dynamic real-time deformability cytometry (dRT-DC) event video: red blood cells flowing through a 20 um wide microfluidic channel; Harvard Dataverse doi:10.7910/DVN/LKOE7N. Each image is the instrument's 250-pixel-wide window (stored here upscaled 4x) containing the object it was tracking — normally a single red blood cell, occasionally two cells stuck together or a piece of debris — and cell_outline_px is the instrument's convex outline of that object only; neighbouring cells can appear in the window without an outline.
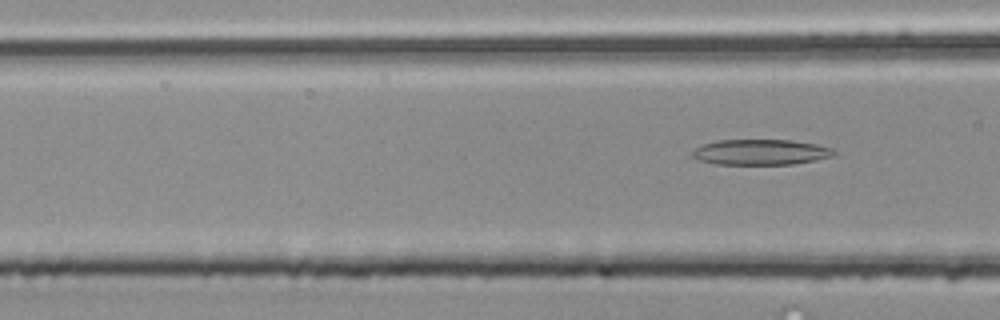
{"species": "common noctule bat (a hibernating species)", "species_latin": "Nyctalus noctula", "temperature_condition": "room temperature", "stored_images_in_passage": 3, "camera_frame_rate_fps": 3000, "um_per_image_px": 0.085, "animal": {"sex": "male", "body_mass_g": 20.4}, "frame": {"image": 1, "passage_image": 3, "time_ms": 0.667, "image_size_px": [1000, 320], "cell_outline_px": [[836, 152], [832, 156], [816, 160], [792, 164], [716, 164], [700, 160], [692, 156], [692, 152], [696, 148], [704, 144], [716, 140], [792, 140], [816, 144], [832, 148]], "centroid_in_image_um": [64.67, 12.93], "position_along_channel_um": 101.9, "area_um2": 20.92}}